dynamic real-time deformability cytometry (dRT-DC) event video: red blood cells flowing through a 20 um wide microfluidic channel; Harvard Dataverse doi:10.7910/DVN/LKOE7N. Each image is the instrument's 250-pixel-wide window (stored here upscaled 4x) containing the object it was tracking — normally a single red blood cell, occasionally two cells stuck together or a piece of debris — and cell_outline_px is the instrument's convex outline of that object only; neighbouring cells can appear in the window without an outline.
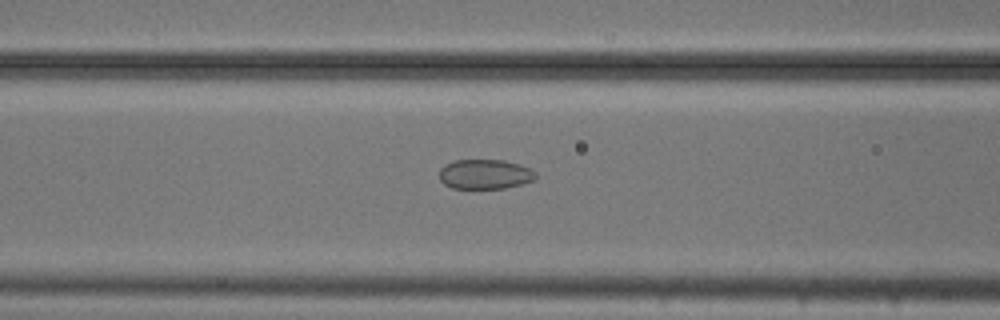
{"species": "common noctule bat (a hibernating species)", "species_latin": "Nyctalus noctula", "temperature_condition": "cold", "stored_images_in_passage": 22, "camera_frame_rate_fps": 3000, "um_per_image_px": 0.085, "animal": {"sex": "male", "body_mass_g": 20.5, "forearm_length_mm": 52.5}, "frame": {"image": 1, "passage_image": 22, "time_ms": 7.0, "image_size_px": [1000, 320], "cell_outline_px": [[536, 176], [532, 180], [520, 184], [504, 188], [452, 188], [444, 184], [440, 180], [440, 168], [444, 164], [456, 160], [504, 160], [520, 164], [536, 172]], "centroid_in_image_um": [41.19, 14.8], "position_along_channel_um": 125.4, "area_um2": 16.59}}